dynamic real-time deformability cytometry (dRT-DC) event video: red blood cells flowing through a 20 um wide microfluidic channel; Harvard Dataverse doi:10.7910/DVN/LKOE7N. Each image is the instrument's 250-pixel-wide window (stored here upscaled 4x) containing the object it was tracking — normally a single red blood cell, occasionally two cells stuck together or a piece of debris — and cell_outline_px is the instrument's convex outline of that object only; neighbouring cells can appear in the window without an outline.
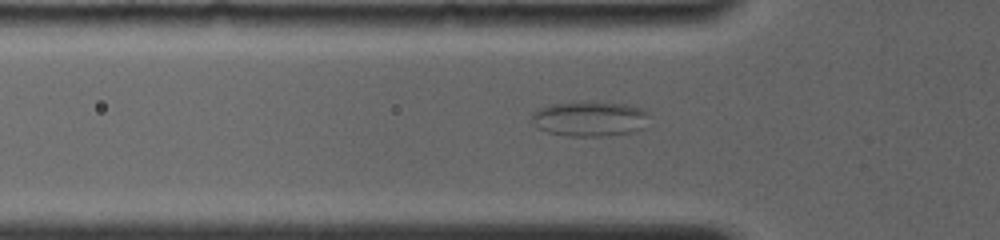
{"species": "common noctule bat (a hibernating species)", "species_latin": "Nyctalus noctula", "temperature_condition": "room temperature", "stored_images_in_passage": 57, "camera_frame_rate_fps": 4000, "um_per_image_px": 0.085, "animal": {"sex": "female", "body_mass_g": 19.0, "forearm_length_mm": 56.7}, "frame": {"image": 1, "passage_image": 14, "time_ms": 3.25, "image_size_px": [1000, 240], "cell_outline_px": [[648, 112], [640, 128], [628, 132], [608, 136], [568, 136], [548, 132], [540, 128], [532, 120], [532, 112], [540, 108], [552, 104], [580, 100], [624, 104], [644, 108]], "centroid_in_image_um": [50.08, 10.07], "position_along_channel_um": 75.7, "area_um2": 23.81}}
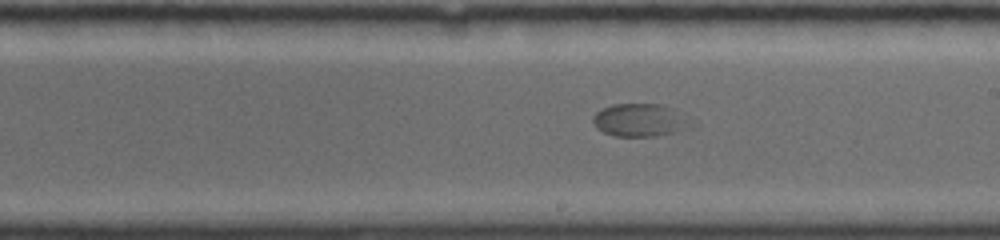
{"frame": {"image": 2, "passage_image": 31, "time_ms": 7.5, "image_size_px": [1000, 240], "cell_outline_px": [[696, 124], [688, 128], [676, 132], [656, 136], [616, 136], [604, 132], [596, 128], [592, 120], [592, 116], [596, 112], [612, 104], [660, 104], [676, 108]], "centroid_in_image_um": [54.45, 10.2], "position_along_channel_um": 234.5, "area_um2": 19.07}}
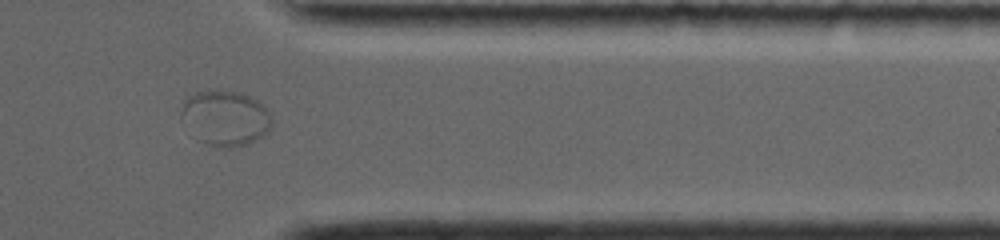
{"frame": {"image": 3, "passage_image": 49, "time_ms": 11.75, "image_size_px": [1000, 240], "cell_outline_px": [[272, 128], [256, 140], [248, 144], [204, 144], [196, 140], [180, 120], [180, 112], [184, 100], [188, 96], [196, 92], [240, 92], [256, 100], [268, 112], [272, 120]], "centroid_in_image_um": [19.09, 10.03], "position_along_channel_um": 392.3, "area_um2": 28.5}}